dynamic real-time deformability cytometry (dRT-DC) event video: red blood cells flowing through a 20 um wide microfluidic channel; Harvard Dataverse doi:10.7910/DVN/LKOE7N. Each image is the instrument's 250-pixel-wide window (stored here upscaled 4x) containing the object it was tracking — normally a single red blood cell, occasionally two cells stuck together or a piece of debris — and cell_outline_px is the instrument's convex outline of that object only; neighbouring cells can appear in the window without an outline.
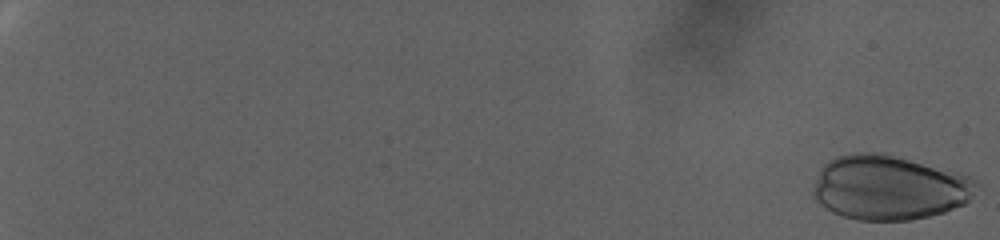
{"species": "human", "species_latin": "Homo sapiens", "temperature_condition": "warm", "stored_images_in_passage": 91, "camera_frame_rate_fps": 3000, "um_per_image_px": 0.085, "donor": {"sex": "female"}, "frame": {"image": 1, "passage_image": 1, "time_ms": 0.0, "image_size_px": [1000, 240], "cell_outline_px": [[984, 188], [964, 204], [944, 212], [912, 220], [856, 220], [832, 212], [820, 204], [812, 196], [812, 192], [820, 168], [828, 160], [836, 156], [852, 152], [884, 152], [972, 176]], "centroid_in_image_um": [75.63, 15.93], "position_along_channel_um": 9.4, "area_um2": 62.37}}
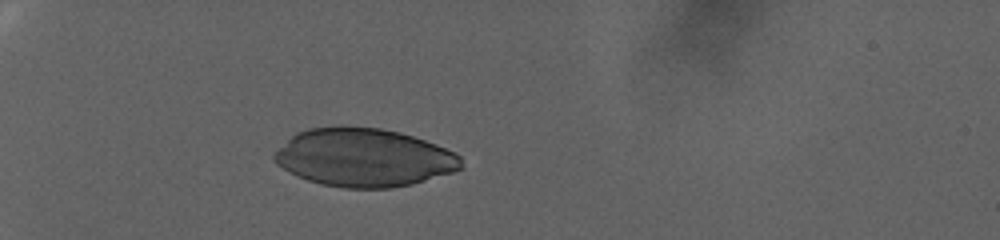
{"frame": {"image": 2, "passage_image": 36, "time_ms": 11.667, "image_size_px": [1000, 240], "cell_outline_px": [[464, 168], [452, 172], [412, 184], [392, 188], [344, 188], [320, 184], [296, 176], [288, 172], [276, 164], [272, 160], [272, 156], [296, 132], [308, 128], [340, 124], [344, 124], [380, 128], [400, 132], [436, 144], [456, 152], [460, 156]], "centroid_in_image_um": [30.92, 13.38], "position_along_channel_um": 54.1, "area_um2": 64.1}}